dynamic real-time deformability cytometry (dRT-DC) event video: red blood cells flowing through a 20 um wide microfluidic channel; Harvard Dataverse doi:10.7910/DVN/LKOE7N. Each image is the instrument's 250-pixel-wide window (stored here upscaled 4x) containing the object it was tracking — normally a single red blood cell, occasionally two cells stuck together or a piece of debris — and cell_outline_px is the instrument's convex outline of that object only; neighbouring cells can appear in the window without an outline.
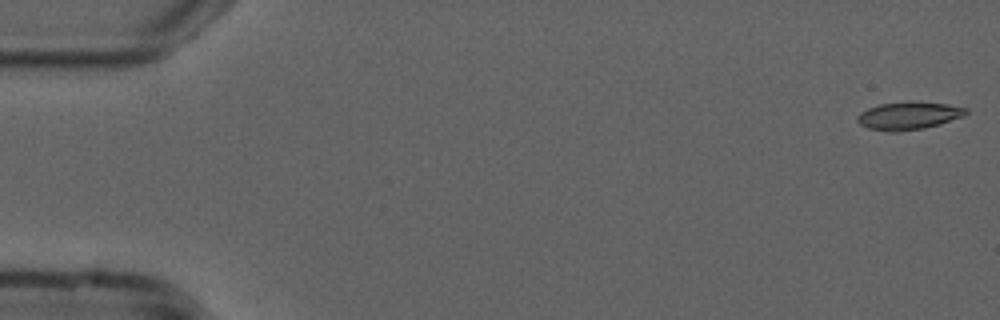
{"species": "common noctule bat (a hibernating species)", "species_latin": "Nyctalus noctula", "temperature_condition": "cold", "stored_images_in_passage": 10, "camera_frame_rate_fps": 3000, "um_per_image_px": 0.085, "animal": {"sex": "male", "forearm_length_mm": 52.5}, "frame": {"image": 1, "passage_image": 1, "time_ms": 0.0, "image_size_px": [1000, 320], "cell_outline_px": [[968, 112], [964, 116], [940, 124], [924, 128], [900, 132], [888, 132], [868, 128], [860, 124], [856, 120], [856, 116], [860, 112], [868, 108], [880, 104], [916, 100], [948, 104], [968, 108]], "centroid_in_image_um": [77.24, 9.82], "position_along_channel_um": 7.8, "area_um2": 17.98}}